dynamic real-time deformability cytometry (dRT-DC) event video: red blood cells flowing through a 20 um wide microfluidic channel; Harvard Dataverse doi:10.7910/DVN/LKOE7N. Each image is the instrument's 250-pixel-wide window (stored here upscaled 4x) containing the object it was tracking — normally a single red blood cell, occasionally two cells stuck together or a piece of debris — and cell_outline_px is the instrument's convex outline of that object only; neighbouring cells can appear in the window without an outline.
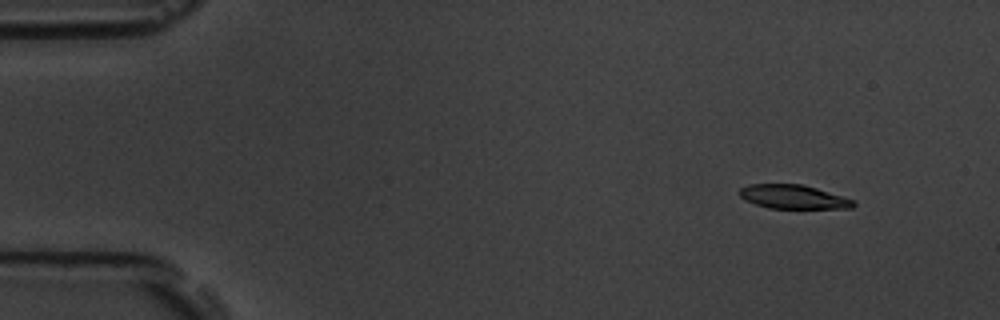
{"species": "common noctule bat (a hibernating species)", "species_latin": "Nyctalus noctula", "temperature_condition": "room temperature", "stored_images_in_passage": 7, "camera_frame_rate_fps": 3000, "um_per_image_px": 0.085, "animal": {"sex": "male", "body_mass_g": 19.5, "forearm_length_mm": 54.6}, "frame": {"image": 1, "passage_image": 1, "time_ms": 0.0, "image_size_px": [1000, 320], "cell_outline_px": [[856, 204], [852, 208], [768, 208], [744, 200], [736, 192], [740, 188], [748, 184], [800, 184], [816, 188], [856, 200]], "centroid_in_image_um": [67.4, 16.73], "position_along_channel_um": 17.6, "area_um2": 15.95}}
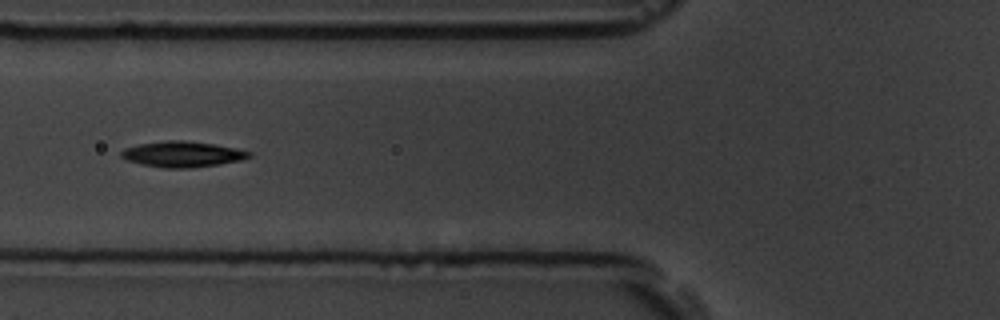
{"frame": {"image": 2, "passage_image": 5, "time_ms": 5.333, "image_size_px": [1000, 320], "cell_outline_px": [[252, 156], [240, 160], [220, 164], [192, 168], [164, 168], [140, 164], [128, 160], [120, 156], [120, 152], [124, 148], [140, 144], [168, 140], [184, 140], [212, 144], [236, 148], [252, 152]], "centroid_in_image_um": [15.5, 13.11], "position_along_channel_um": 110.3, "area_um2": 19.13}}
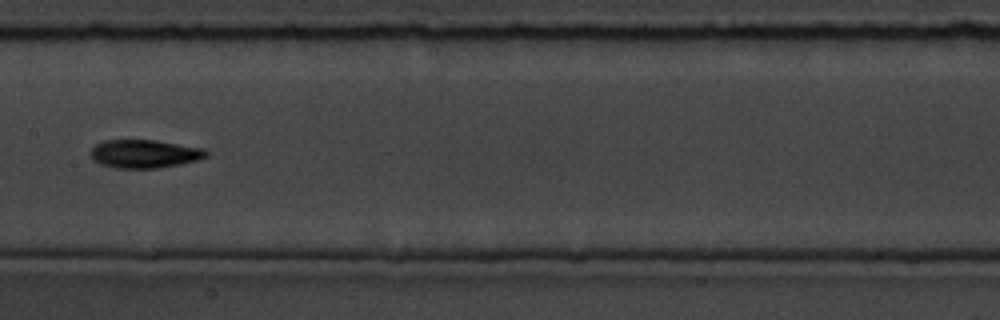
{"frame": {"image": 3, "passage_image": 7, "time_ms": 7.667, "image_size_px": [1000, 320], "cell_outline_px": [[208, 156], [196, 160], [180, 164], [156, 168], [116, 168], [100, 164], [92, 160], [88, 152], [96, 144], [104, 140], [156, 140], [204, 148], [208, 152]], "centroid_in_image_um": [12.24, 13.07], "position_along_channel_um": 195.2, "area_um2": 19.19}}